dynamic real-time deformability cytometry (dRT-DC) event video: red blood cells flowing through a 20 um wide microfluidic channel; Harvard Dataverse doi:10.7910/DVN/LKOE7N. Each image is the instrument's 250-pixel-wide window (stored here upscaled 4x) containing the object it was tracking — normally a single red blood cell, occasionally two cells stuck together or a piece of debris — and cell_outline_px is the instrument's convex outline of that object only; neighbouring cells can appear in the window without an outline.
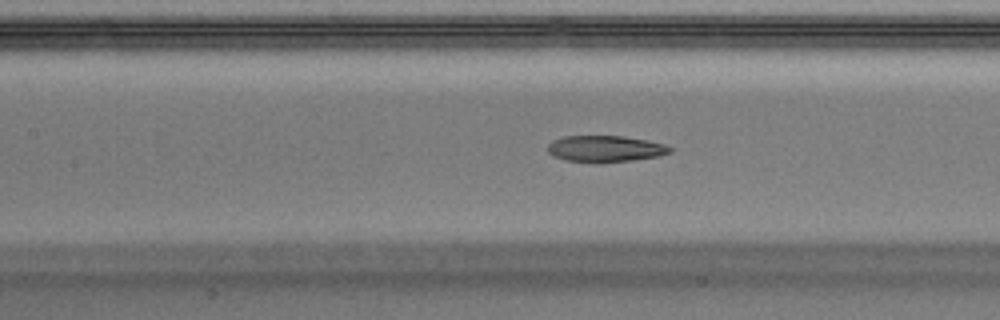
{"species": "Egyptian fruit bat (a non-hibernating species)", "species_latin": "Rousettus aegyptiacus", "temperature_condition": "warm", "stored_images_in_passage": 33, "camera_frame_rate_fps": 3000, "um_per_image_px": 0.085, "animal": {"sex": "male"}, "frame": {"image": 1, "passage_image": 10, "time_ms": 3.0, "image_size_px": [1000, 320], "cell_outline_px": [[672, 152], [656, 156], [632, 160], [564, 160], [552, 156], [548, 152], [548, 144], [552, 140], [564, 136], [624, 136], [664, 144], [672, 148]], "centroid_in_image_um": [51.41, 12.6], "position_along_channel_um": 156.0, "area_um2": 18.03}, "authors_computed_cell_mechanics": {"area_um2": 19.4786, "velocity_mm_per_s": 4.079, "shape_relaxation_time_tau1_ms": null, "shape_relaxation_time_tau2_ms": 3.7956, "deformation_change_tau1": null, "deformation_change_tau2": 0.1259}}